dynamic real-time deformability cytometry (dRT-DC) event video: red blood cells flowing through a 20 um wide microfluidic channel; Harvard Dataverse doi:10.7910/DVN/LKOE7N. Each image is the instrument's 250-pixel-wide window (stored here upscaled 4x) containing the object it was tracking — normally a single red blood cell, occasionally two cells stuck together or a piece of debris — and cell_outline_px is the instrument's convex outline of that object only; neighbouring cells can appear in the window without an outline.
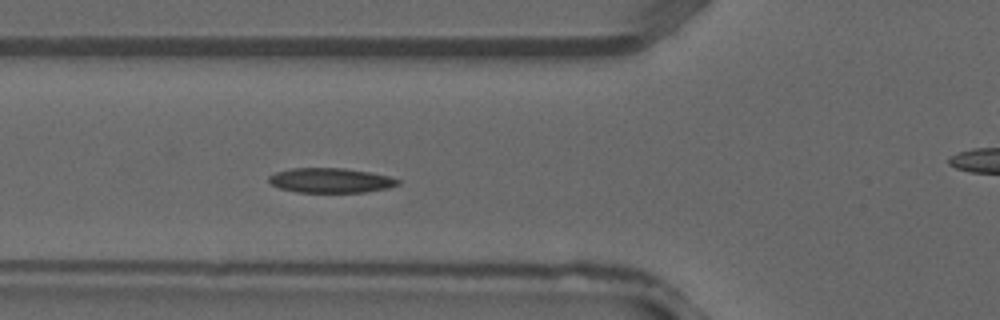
{"species": "common noctule bat (a hibernating species)", "species_latin": "Nyctalus noctula", "temperature_condition": "warm", "stored_images_in_passage": 36, "camera_frame_rate_fps": 3000, "um_per_image_px": 0.085, "animal": {"sex": "male", "forearm_length_mm": 52.5}, "frame": {"image": 1, "passage_image": 11, "time_ms": 3.333, "image_size_px": [1000, 320], "cell_outline_px": [[400, 184], [388, 188], [364, 192], [296, 192], [280, 188], [272, 184], [268, 180], [268, 176], [276, 172], [292, 168], [344, 168], [368, 172], [388, 176], [400, 180]], "centroid_in_image_um": [28.1, 15.33], "position_along_channel_um": 97.7, "area_um2": 18.5}}
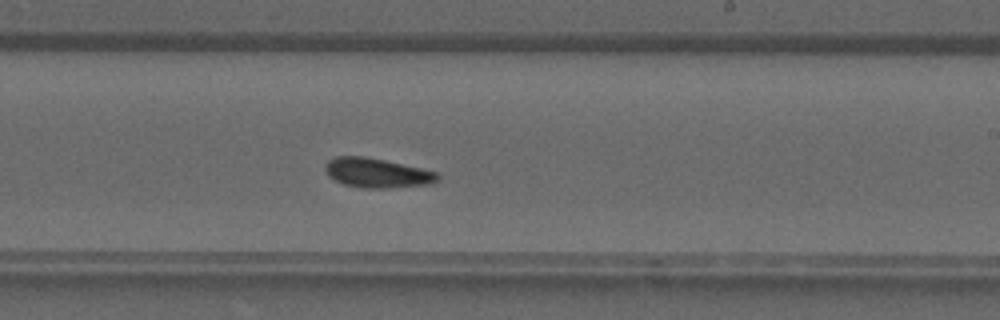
{"frame": {"image": 2, "passage_image": 20, "time_ms": 6.333, "image_size_px": [1000, 320], "cell_outline_px": [[440, 180], [432, 184], [388, 188], [360, 188], [344, 184], [328, 176], [324, 168], [324, 164], [328, 160], [336, 156], [364, 156], [384, 160], [420, 168], [436, 172], [440, 176]], "centroid_in_image_um": [32.04, 14.7], "position_along_channel_um": 257.0, "area_um2": 19.42}}
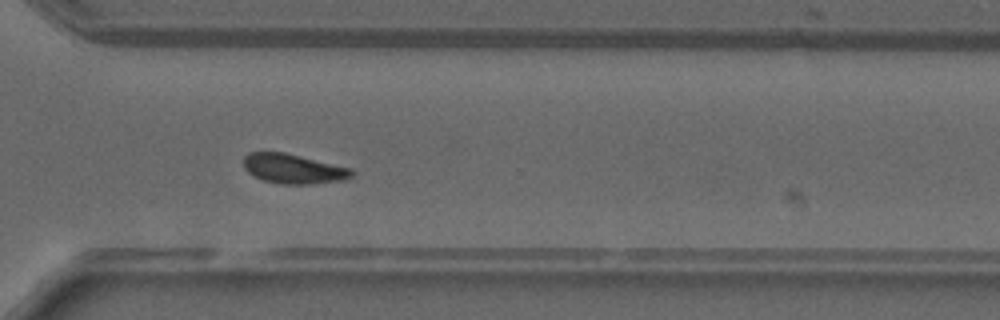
{"frame": {"image": 3, "passage_image": 25, "time_ms": 8.0, "image_size_px": [1000, 320], "cell_outline_px": [[356, 172], [352, 176], [344, 180], [312, 184], [280, 184], [264, 180], [248, 172], [244, 168], [244, 156], [248, 152], [284, 152], [352, 168]], "centroid_in_image_um": [24.97, 14.34], "position_along_channel_um": 345.6, "area_um2": 18.73}}